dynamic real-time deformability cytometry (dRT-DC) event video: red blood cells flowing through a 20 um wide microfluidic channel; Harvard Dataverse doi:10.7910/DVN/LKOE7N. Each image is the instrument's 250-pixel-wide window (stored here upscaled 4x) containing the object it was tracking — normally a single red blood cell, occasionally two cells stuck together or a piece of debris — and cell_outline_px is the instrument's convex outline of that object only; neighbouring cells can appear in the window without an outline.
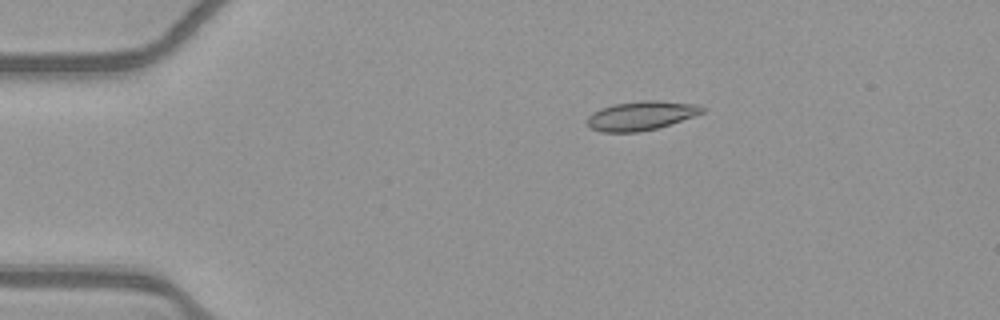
{"species": "common noctule bat (a hibernating species)", "species_latin": "Nyctalus noctula", "temperature_condition": "warm", "stored_images_in_passage": 44, "camera_frame_rate_fps": 3000, "um_per_image_px": 0.085, "animal": {"sex": "female", "body_mass_g": 21.9}, "frame": {"image": 1, "passage_image": 1, "time_ms": 0.0, "image_size_px": [1000, 320], "cell_outline_px": [[704, 112], [656, 128], [640, 132], [600, 132], [592, 128], [588, 124], [588, 116], [592, 112], [600, 108], [612, 104], [644, 100], [656, 100], [700, 104], [704, 108]], "centroid_in_image_um": [54.47, 9.82], "position_along_channel_um": 30.5, "area_um2": 19.36}}
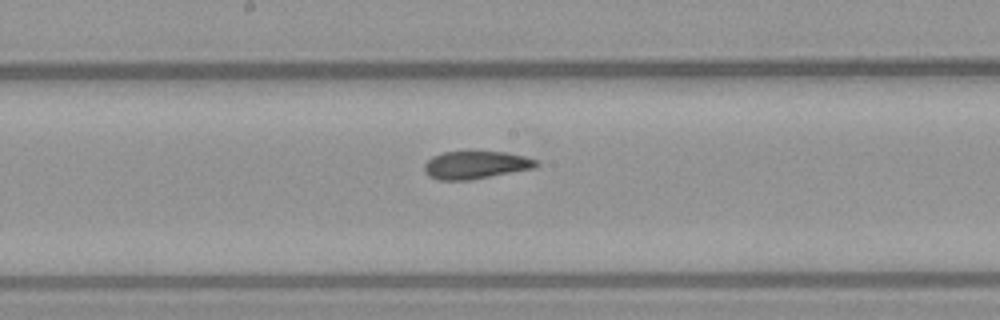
{"frame": {"image": 2, "passage_image": 19, "time_ms": 6.0, "image_size_px": [1000, 320], "cell_outline_px": [[540, 164], [536, 168], [472, 180], [440, 180], [428, 176], [424, 172], [424, 164], [432, 156], [444, 152], [504, 152], [524, 156], [536, 160]], "centroid_in_image_um": [40.44, 14.03], "position_along_channel_um": 207.8, "area_um2": 18.21}}
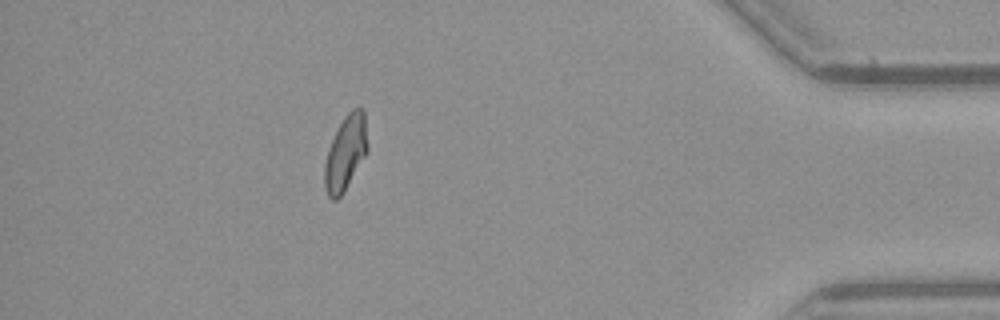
{"frame": {"image": 3, "passage_image": 38, "time_ms": 12.333, "image_size_px": [1000, 320], "cell_outline_px": [[368, 152], [344, 192], [336, 200], [332, 200], [328, 196], [324, 188], [324, 164], [328, 148], [344, 116], [352, 108], [360, 104], [364, 108], [368, 144]], "centroid_in_image_um": [29.39, 12.97], "position_along_channel_um": 405.8, "area_um2": 19.13}, "authors_computed_cell_mechanics": {"area_um2": 18.6983, "velocity_mm_per_s": 3.9033, "shape_relaxation_time_tau1_ms": 6.5299, "shape_relaxation_time_tau2_ms": 2.6885, "deformation_change_tau1": 0.1818, "deformation_change_tau2": 0.0728}}